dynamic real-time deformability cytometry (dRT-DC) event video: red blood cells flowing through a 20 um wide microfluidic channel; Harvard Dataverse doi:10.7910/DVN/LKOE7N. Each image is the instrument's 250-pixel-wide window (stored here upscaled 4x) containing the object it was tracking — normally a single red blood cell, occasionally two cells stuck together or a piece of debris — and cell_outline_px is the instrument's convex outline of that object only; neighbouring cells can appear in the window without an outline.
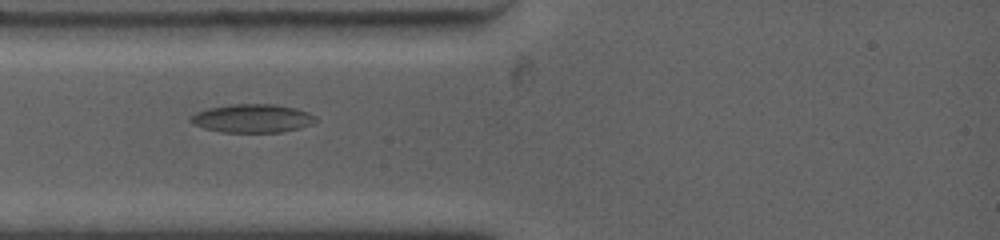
{"species": "common noctule bat (a hibernating species)", "species_latin": "Nyctalus noctula", "temperature_condition": "warm", "stored_images_in_passage": 44, "camera_frame_rate_fps": 4500, "um_per_image_px": 0.085, "animal": {"sex": "female", "body_mass_g": 19.0, "forearm_length_mm": 53.3}, "frame": {"image": 1, "passage_image": 1, "time_ms": 0.0, "image_size_px": [1000, 240], "cell_outline_px": [[316, 120], [312, 124], [300, 128], [280, 132], [220, 132], [204, 128], [192, 124], [188, 120], [188, 116], [196, 112], [208, 108], [232, 104], [276, 104], [296, 108], [308, 112], [316, 116]], "centroid_in_image_um": [21.42, 10.06], "position_along_channel_um": 63.6, "area_um2": 20.92}}
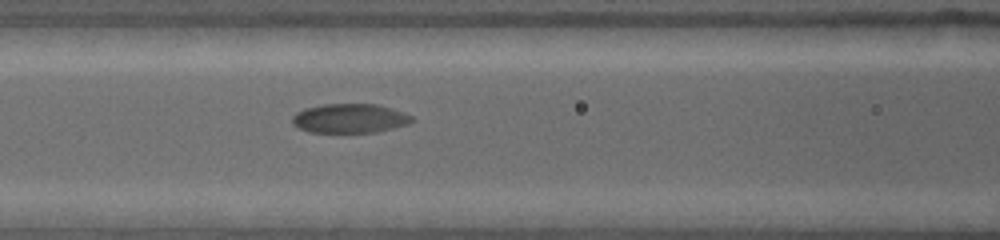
{"frame": {"image": 2, "passage_image": 12, "time_ms": 2.0, "image_size_px": [1000, 240], "cell_outline_px": [[416, 120], [408, 124], [376, 132], [308, 132], [292, 124], [292, 116], [296, 112], [304, 108], [324, 104], [376, 104], [392, 108], [404, 112], [412, 116]], "centroid_in_image_um": [29.74, 10.05], "position_along_channel_um": 136.9, "area_um2": 20.46}}
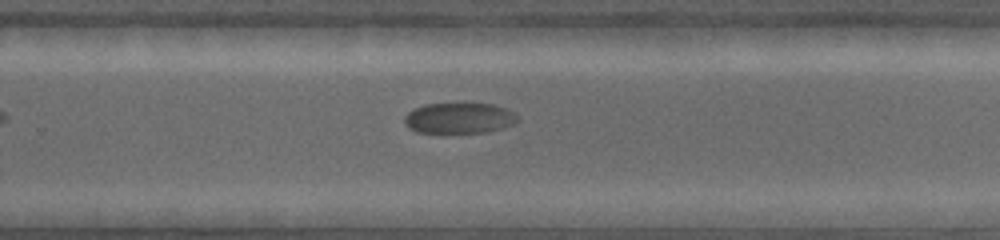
{"frame": {"image": 3, "passage_image": 35, "time_ms": 6.222, "image_size_px": [1000, 240], "cell_outline_px": [[520, 120], [516, 124], [504, 128], [488, 132], [416, 132], [408, 128], [404, 124], [404, 116], [408, 112], [424, 104], [492, 104], [508, 108]], "centroid_in_image_um": [39.06, 10.04], "position_along_channel_um": 290.7, "area_um2": 20.29}}